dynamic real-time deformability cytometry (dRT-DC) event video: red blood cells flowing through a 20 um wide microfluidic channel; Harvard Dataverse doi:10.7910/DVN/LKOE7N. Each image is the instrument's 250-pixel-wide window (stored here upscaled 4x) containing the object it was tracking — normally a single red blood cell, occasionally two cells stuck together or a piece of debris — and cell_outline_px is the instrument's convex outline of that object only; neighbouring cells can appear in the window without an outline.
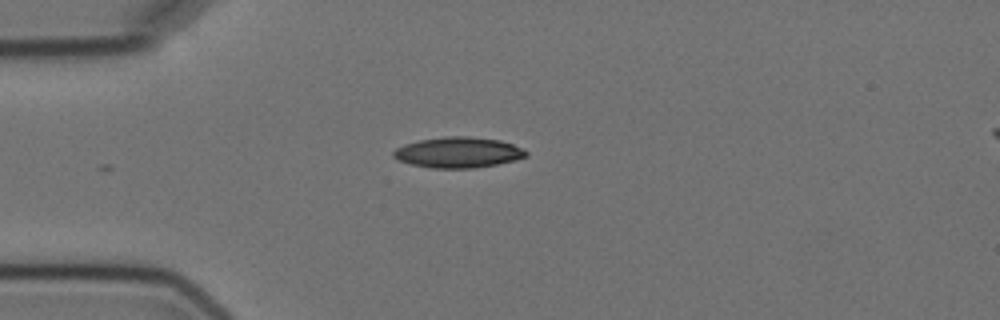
{"species": "Egyptian fruit bat (a non-hibernating species)", "species_latin": "Rousettus aegyptiacus", "temperature_condition": "cold", "stored_images_in_passage": 8, "camera_frame_rate_fps": 3000, "um_per_image_px": 0.085, "animal": {"sex": "female"}, "frame": {"image": 1, "passage_image": 2, "time_ms": 2.333, "image_size_px": [1000, 320], "cell_outline_px": [[528, 156], [496, 164], [472, 168], [432, 168], [412, 164], [400, 160], [392, 156], [392, 152], [396, 148], [404, 144], [420, 140], [444, 136], [468, 136], [500, 140], [512, 144], [528, 152]], "centroid_in_image_um": [38.92, 12.95], "position_along_channel_um": 46.1, "area_um2": 23.47}}
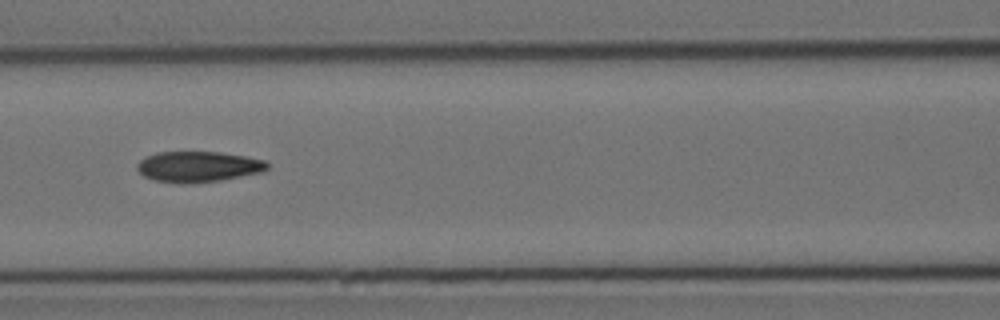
{"frame": {"image": 2, "passage_image": 5, "time_ms": 5.667, "image_size_px": [1000, 320], "cell_outline_px": [[268, 168], [260, 172], [220, 180], [192, 184], [180, 184], [156, 180], [144, 176], [136, 168], [136, 164], [140, 160], [156, 152], [220, 152], [244, 156], [264, 160], [268, 164]], "centroid_in_image_um": [16.81, 14.17], "position_along_channel_um": 149.8, "area_um2": 23.18}}
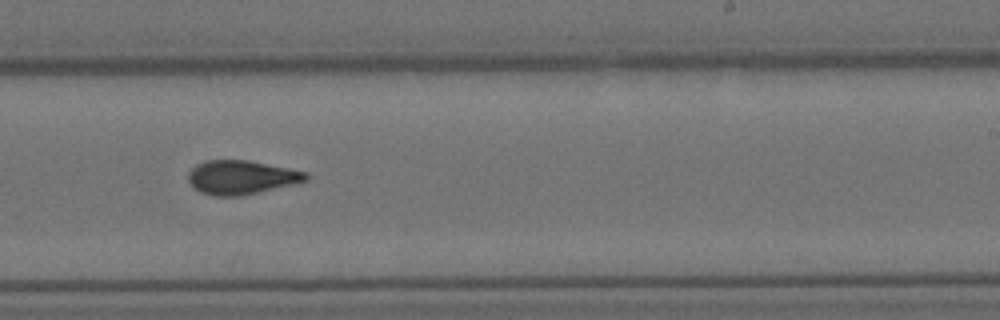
{"frame": {"image": 3, "passage_image": 8, "time_ms": 9.0, "image_size_px": [1000, 320], "cell_outline_px": [[308, 180], [292, 184], [240, 196], [212, 196], [200, 192], [188, 180], [188, 172], [196, 164], [204, 160], [248, 160], [308, 172]], "centroid_in_image_um": [20.49, 15.06], "position_along_channel_um": 268.5, "area_um2": 23.12}}